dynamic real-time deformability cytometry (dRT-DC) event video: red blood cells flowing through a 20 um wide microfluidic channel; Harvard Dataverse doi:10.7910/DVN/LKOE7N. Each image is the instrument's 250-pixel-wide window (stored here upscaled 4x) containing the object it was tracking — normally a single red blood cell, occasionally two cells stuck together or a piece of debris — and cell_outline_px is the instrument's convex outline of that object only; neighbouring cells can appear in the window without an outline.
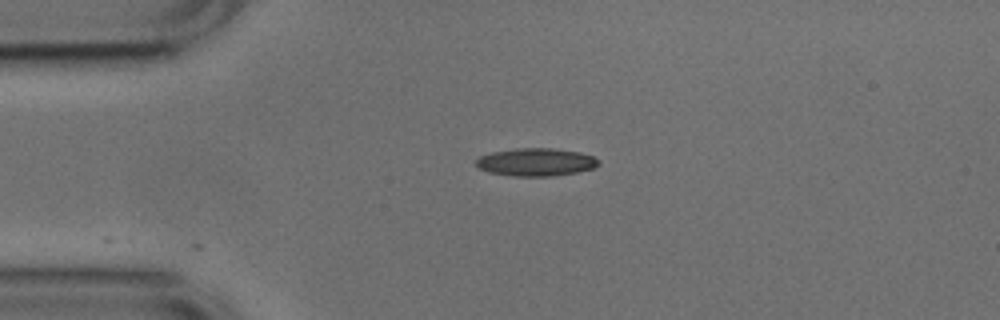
{"species": "common noctule bat (a hibernating species)", "species_latin": "Nyctalus noctula", "temperature_condition": "cold", "stored_images_in_passage": 12, "camera_frame_rate_fps": 3000, "um_per_image_px": 0.085, "animal": {"sex": "male", "body_mass_g": 17.9, "forearm_length_mm": 54.2}, "frame": {"image": 1, "passage_image": 1, "time_ms": 0.0, "image_size_px": [1000, 320], "cell_outline_px": [[600, 164], [592, 168], [576, 172], [552, 176], [516, 176], [488, 172], [480, 168], [476, 164], [476, 160], [480, 156], [492, 152], [516, 148], [552, 148], [580, 152], [592, 156], [600, 160]], "centroid_in_image_um": [45.57, 13.77], "position_along_channel_um": 39.4, "area_um2": 19.77}}